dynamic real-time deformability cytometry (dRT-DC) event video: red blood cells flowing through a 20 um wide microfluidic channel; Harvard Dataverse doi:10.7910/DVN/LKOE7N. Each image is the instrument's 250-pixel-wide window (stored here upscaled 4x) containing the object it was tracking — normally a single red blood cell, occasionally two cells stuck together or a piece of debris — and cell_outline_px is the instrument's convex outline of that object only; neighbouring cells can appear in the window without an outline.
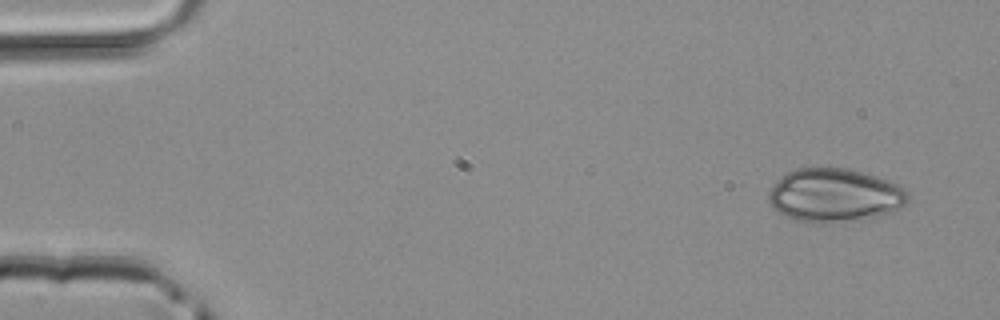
{"species": "common noctule bat (a hibernating species)", "species_latin": "Nyctalus noctula", "temperature_condition": "room temperature", "stored_images_in_passage": 4, "segment_of_instrument_passage": [1, 2], "camera_frame_rate_fps": 3000, "um_per_image_px": 0.085, "animal": {"sex": "male", "body_mass_g": 20.4}, "frame": {"image": 1, "passage_image": 1, "time_ms": 0.0, "image_size_px": [1000, 320], "cell_outline_px": [[908, 200], [900, 208], [880, 216], [836, 220], [800, 220], [788, 216], [772, 208], [768, 204], [768, 192], [780, 176], [784, 172], [796, 168], [844, 168], [864, 172], [900, 184], [908, 192]], "centroid_in_image_um": [70.94, 16.53], "position_along_channel_um": 14.1, "area_um2": 42.6}}